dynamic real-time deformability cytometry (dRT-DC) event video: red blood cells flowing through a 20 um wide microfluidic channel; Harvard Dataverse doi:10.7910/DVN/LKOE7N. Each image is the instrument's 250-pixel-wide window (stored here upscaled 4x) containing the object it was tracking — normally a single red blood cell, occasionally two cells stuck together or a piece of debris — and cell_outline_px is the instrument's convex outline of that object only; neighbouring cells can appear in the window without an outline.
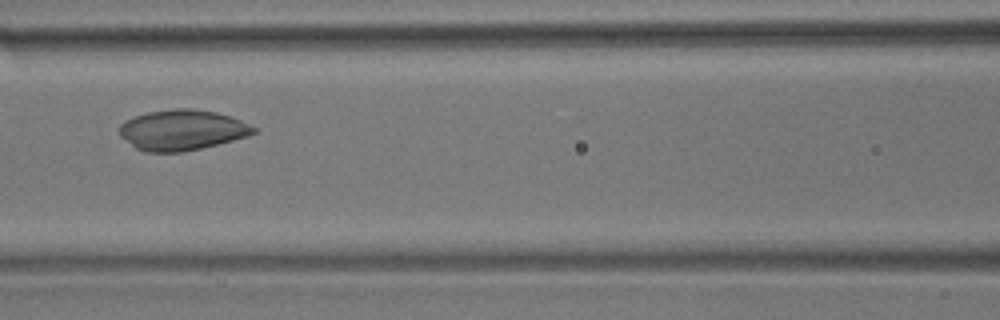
{"species": "common noctule bat (a hibernating species)", "species_latin": "Nyctalus noctula", "temperature_condition": "room temperature", "stored_images_in_passage": 9, "camera_frame_rate_fps": 3000, "um_per_image_px": 0.085, "animal": {"sex": "male", "body_mass_g": 17.9}, "frame": {"image": 1, "passage_image": 6, "time_ms": 5.667, "image_size_px": [1000, 320], "cell_outline_px": [[256, 132], [248, 136], [200, 148], [180, 152], [144, 152], [136, 148], [120, 136], [120, 124], [124, 120], [148, 112], [176, 108], [192, 108], [216, 112], [240, 120], [256, 128]], "centroid_in_image_um": [15.45, 11.05], "position_along_channel_um": 151.2, "area_um2": 31.39}}
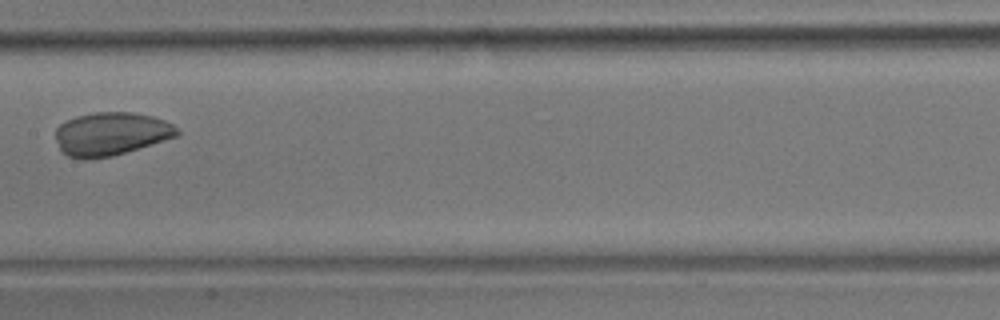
{"frame": {"image": 2, "passage_image": 7, "time_ms": 7.0, "image_size_px": [1000, 320], "cell_outline_px": [[180, 136], [112, 156], [88, 160], [84, 160], [68, 156], [60, 152], [56, 140], [56, 128], [60, 124], [76, 116], [96, 112], [132, 112], [152, 116], [164, 120], [172, 124], [180, 132]], "centroid_in_image_um": [9.42, 11.39], "position_along_channel_um": 198.0, "area_um2": 30.87}}